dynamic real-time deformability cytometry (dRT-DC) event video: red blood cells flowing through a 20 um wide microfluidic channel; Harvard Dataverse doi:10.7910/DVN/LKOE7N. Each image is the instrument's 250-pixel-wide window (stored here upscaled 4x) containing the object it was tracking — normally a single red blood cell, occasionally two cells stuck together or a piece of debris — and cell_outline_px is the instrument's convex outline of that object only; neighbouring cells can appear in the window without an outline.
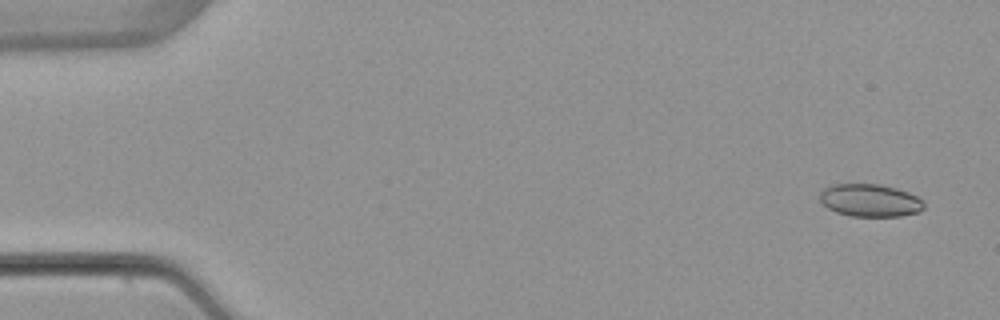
{"species": "common noctule bat (a hibernating species)", "species_latin": "Nyctalus noctula", "temperature_condition": "warm", "stored_images_in_passage": 5, "camera_frame_rate_fps": 3000, "um_per_image_px": 0.085, "animal": {"sex": "female", "body_mass_g": 22.7, "forearm_length_mm": 54.2}, "frame": {"image": 1, "passage_image": 1, "time_ms": 0.0, "image_size_px": [1000, 320], "cell_outline_px": [[924, 208], [920, 212], [900, 216], [852, 216], [836, 212], [828, 208], [820, 200], [820, 192], [824, 188], [832, 184], [880, 184], [896, 188], [908, 192], [924, 200]], "centroid_in_image_um": [73.97, 17.03], "position_along_channel_um": 11.0, "area_um2": 19.88}}
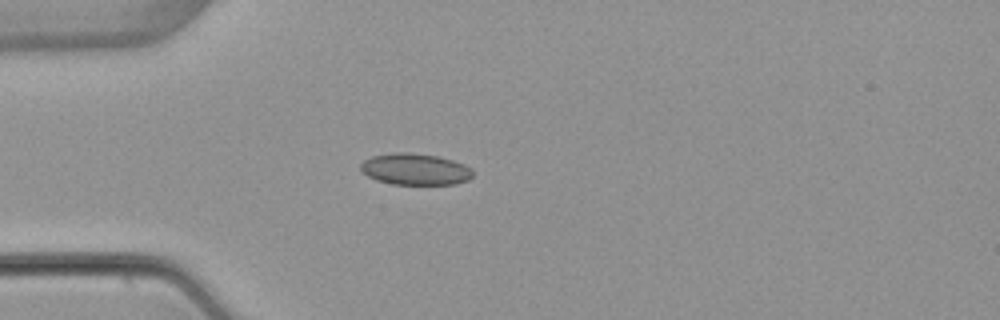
{"frame": {"image": 2, "passage_image": 4, "time_ms": 4.0, "image_size_px": [1000, 320], "cell_outline_px": [[472, 176], [468, 180], [456, 184], [392, 184], [376, 180], [368, 176], [360, 168], [360, 164], [364, 160], [372, 156], [392, 152], [408, 152], [440, 156], [464, 164], [472, 168]], "centroid_in_image_um": [35.3, 14.37], "position_along_channel_um": 49.7, "area_um2": 20.69}}